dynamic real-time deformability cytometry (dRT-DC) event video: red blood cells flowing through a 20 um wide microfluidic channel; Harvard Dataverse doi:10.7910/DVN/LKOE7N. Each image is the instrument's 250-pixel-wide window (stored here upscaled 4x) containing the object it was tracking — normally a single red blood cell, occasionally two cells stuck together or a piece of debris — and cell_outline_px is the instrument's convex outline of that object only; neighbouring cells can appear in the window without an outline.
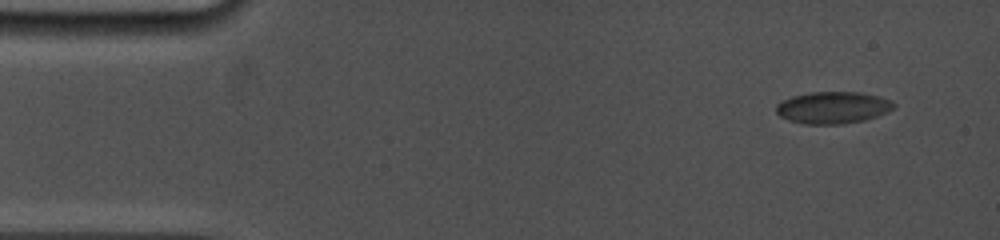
{"species": "common noctule bat (a hibernating species)", "species_latin": "Nyctalus noctula", "temperature_condition": "cold", "stored_images_in_passage": 5, "camera_frame_rate_fps": 5000, "um_per_image_px": 0.085, "animal": {"sex": "female", "body_mass_g": 19.0, "forearm_length_mm": 53.3}, "frame": {"image": 1, "passage_image": 2, "time_ms": 1.0, "image_size_px": [1000, 240], "cell_outline_px": [[896, 104], [892, 108], [876, 116], [864, 120], [840, 124], [804, 124], [788, 120], [780, 116], [776, 112], [776, 104], [792, 96], [812, 92], [860, 92], [880, 96], [892, 100]], "centroid_in_image_um": [70.78, 9.14], "position_along_channel_um": 14.2, "area_um2": 21.79}}
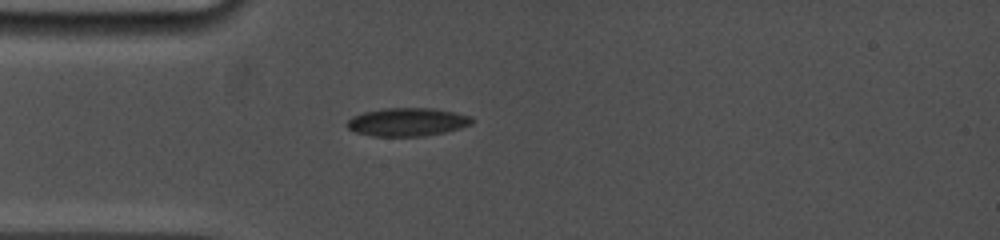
{"frame": {"image": 2, "passage_image": 5, "time_ms": 4.4, "image_size_px": [1000, 240], "cell_outline_px": [[476, 120], [472, 124], [460, 128], [444, 132], [424, 136], [372, 136], [356, 132], [348, 128], [344, 124], [352, 116], [364, 112], [384, 108], [432, 108], [472, 116]], "centroid_in_image_um": [34.62, 10.37], "position_along_channel_um": 50.4, "area_um2": 20.63}}